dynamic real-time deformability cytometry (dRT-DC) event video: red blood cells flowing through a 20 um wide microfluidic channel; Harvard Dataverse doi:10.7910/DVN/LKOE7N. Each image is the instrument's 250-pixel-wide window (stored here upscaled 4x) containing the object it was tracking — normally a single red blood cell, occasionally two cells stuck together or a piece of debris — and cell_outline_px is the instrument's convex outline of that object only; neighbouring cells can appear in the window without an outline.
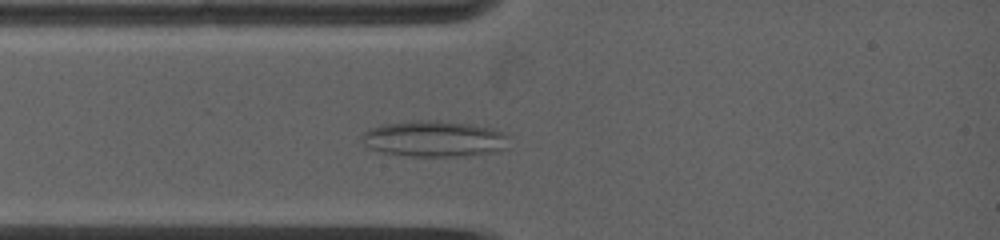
{"species": "common noctule bat (a hibernating species)", "species_latin": "Nyctalus noctula", "temperature_condition": "warm", "stored_images_in_passage": 40, "camera_frame_rate_fps": 5000, "um_per_image_px": 0.085, "animal": {"sex": "female", "body_mass_g": 19.0, "forearm_length_mm": 53.3}, "frame": {"image": 1, "passage_image": 11, "time_ms": 2.2, "image_size_px": [1000, 240], "cell_outline_px": [[508, 136], [504, 148], [492, 152], [460, 156], [412, 156], [384, 152], [368, 148], [360, 140], [360, 136], [364, 132], [372, 128], [384, 124], [412, 120], [436, 120], [468, 124], [492, 128]], "centroid_in_image_um": [36.84, 11.79], "position_along_channel_um": 48.2, "area_um2": 30.52}}
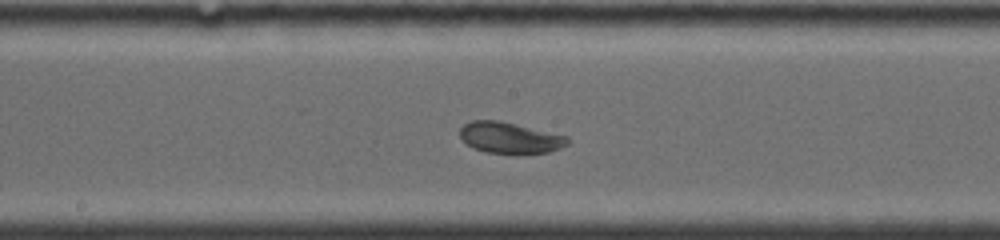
{"frame": {"image": 2, "passage_image": 26, "time_ms": 6.2, "image_size_px": [1000, 240], "cell_outline_px": [[568, 144], [560, 148], [548, 152], [516, 156], [512, 156], [484, 152], [472, 148], [460, 136], [460, 128], [464, 124], [472, 120], [496, 120], [516, 124], [568, 136]], "centroid_in_image_um": [43.34, 11.75], "position_along_channel_um": 204.9, "area_um2": 20.06}}
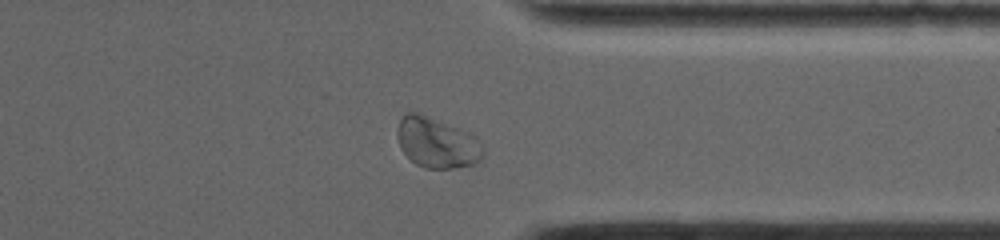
{"frame": {"image": 3, "passage_image": 37, "time_ms": 10.6, "image_size_px": [1000, 240], "cell_outline_px": [[484, 156], [476, 164], [456, 168], [424, 168], [416, 164], [400, 148], [396, 136], [396, 128], [400, 120], [408, 112], [416, 112], [472, 132], [476, 136], [484, 148]], "centroid_in_image_um": [37.17, 12.13], "position_along_channel_um": 374.2, "area_um2": 25.61}, "authors_computed_cell_mechanics": {"area_um2": 21.964, "velocity_mm_per_s": 3.9022, "shape_relaxation_time_tau1_ms": null, "shape_relaxation_time_tau2_ms": 2.8534, "deformation_change_tau1": null, "deformation_change_tau2": 0.076}}